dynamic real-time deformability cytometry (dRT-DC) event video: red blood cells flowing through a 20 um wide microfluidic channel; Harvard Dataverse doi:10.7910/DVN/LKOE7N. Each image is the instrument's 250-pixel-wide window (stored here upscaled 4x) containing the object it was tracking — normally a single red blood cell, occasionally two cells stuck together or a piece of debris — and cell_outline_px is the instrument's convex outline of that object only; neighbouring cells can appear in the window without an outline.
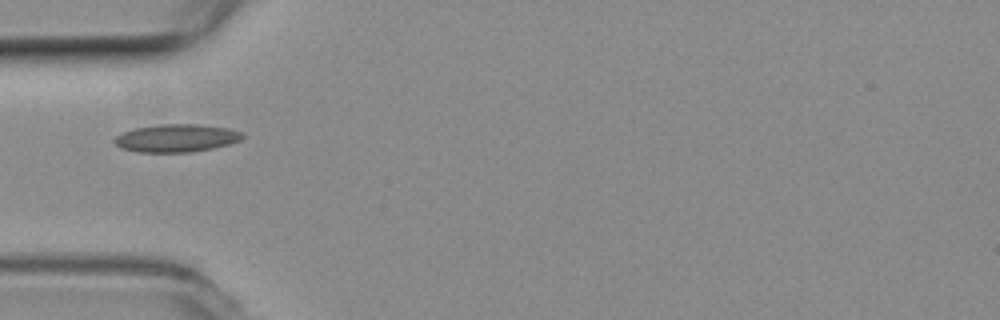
{"species": "common noctule bat (a hibernating species)", "species_latin": "Nyctalus noctula", "temperature_condition": "room temperature", "stored_images_in_passage": 30, "camera_frame_rate_fps": 3000, "um_per_image_px": 0.085, "animal": {"sex": "female", "body_mass_g": 19.3, "forearm_length_mm": 54.1}, "frame": {"image": 1, "passage_image": 1, "time_ms": 0.0, "image_size_px": [1000, 320], "cell_outline_px": [[244, 136], [240, 140], [228, 144], [212, 148], [192, 152], [136, 152], [120, 148], [112, 140], [116, 136], [124, 132], [136, 128], [160, 124], [196, 124], [228, 128], [244, 132]], "centroid_in_image_um": [14.99, 11.74], "position_along_channel_um": 70.0, "area_um2": 20.75}}
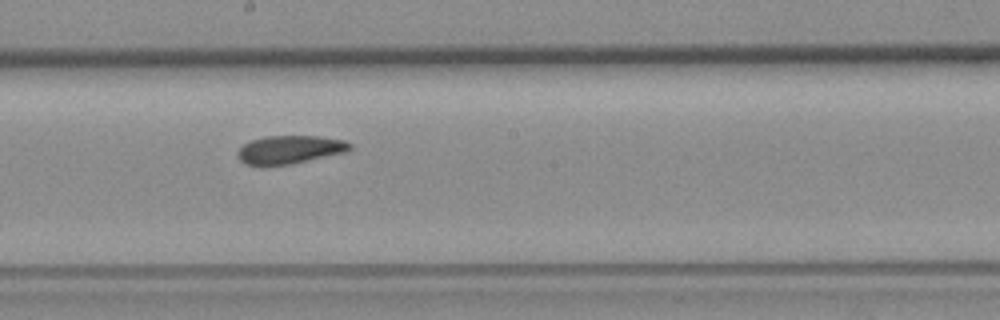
{"frame": {"image": 2, "passage_image": 13, "time_ms": 4.0, "image_size_px": [1000, 320], "cell_outline_px": [[352, 148], [344, 152], [288, 164], [260, 168], [244, 164], [236, 156], [236, 152], [244, 144], [252, 140], [268, 136], [320, 136], [344, 140], [352, 144]], "centroid_in_image_um": [24.55, 12.74], "position_along_channel_um": 223.7, "area_um2": 18.67}}
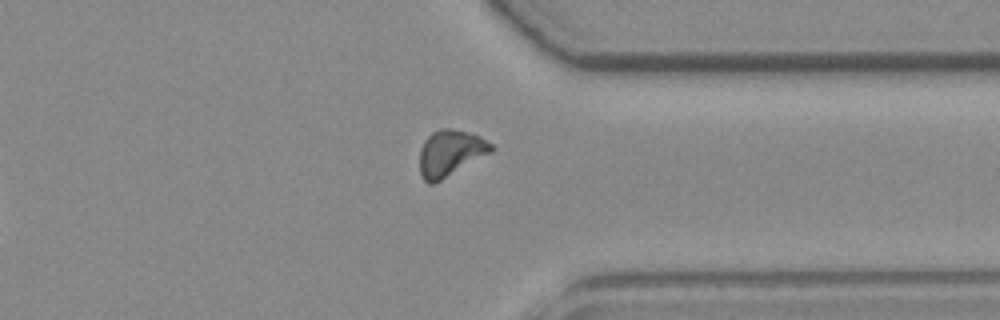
{"frame": {"image": 3, "passage_image": 25, "time_ms": 8.0, "image_size_px": [1000, 320], "cell_outline_px": [[496, 148], [492, 152], [440, 180], [432, 184], [428, 184], [424, 180], [420, 172], [420, 148], [424, 140], [432, 132], [440, 128], [452, 128], [468, 132], [480, 136], [492, 144]], "centroid_in_image_um": [38.28, 12.99], "position_along_channel_um": 373.1, "area_um2": 19.25}, "authors_computed_cell_mechanics": {"area_um2": 18.5827, "velocity_mm_per_s": 3.8277, "shape_relaxation_time_tau1_ms": 5.3408, "shape_relaxation_time_tau2_ms": 5.9984, "deformation_change_tau1": 0.126, "deformation_change_tau2": 0.1194}}